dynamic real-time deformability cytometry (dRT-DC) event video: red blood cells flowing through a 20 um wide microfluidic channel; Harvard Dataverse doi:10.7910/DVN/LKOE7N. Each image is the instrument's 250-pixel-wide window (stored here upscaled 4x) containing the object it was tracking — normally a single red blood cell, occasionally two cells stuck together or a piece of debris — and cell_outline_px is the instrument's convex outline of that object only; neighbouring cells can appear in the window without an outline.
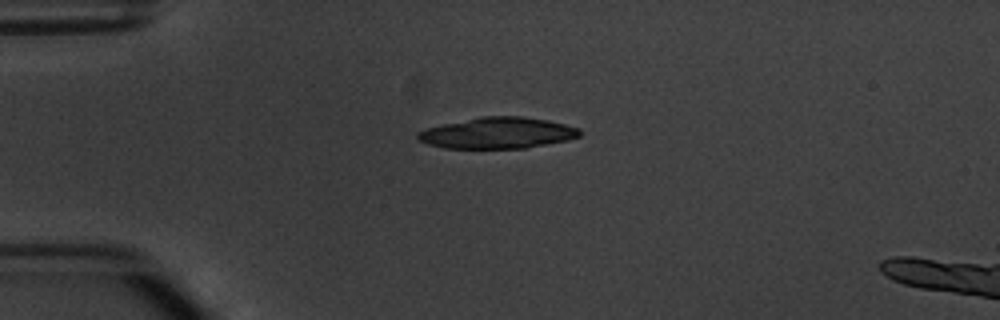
{"species": "common noctule bat (a hibernating species)", "species_latin": "Nyctalus noctula", "temperature_condition": "warm", "stored_images_in_passage": 5, "camera_frame_rate_fps": 3000, "um_per_image_px": 0.085, "animal": {"sex": "male", "body_mass_g": 20.1, "forearm_length_mm": 53.5}, "frame": {"image": 1, "passage_image": 3, "time_ms": 2.333, "image_size_px": [1000, 320], "cell_outline_px": [[580, 136], [568, 140], [524, 148], [444, 148], [428, 144], [416, 140], [416, 132], [424, 128], [480, 116], [524, 116], [548, 120], [580, 128]], "centroid_in_image_um": [42.26, 11.3], "position_along_channel_um": 42.7, "area_um2": 29.59}}